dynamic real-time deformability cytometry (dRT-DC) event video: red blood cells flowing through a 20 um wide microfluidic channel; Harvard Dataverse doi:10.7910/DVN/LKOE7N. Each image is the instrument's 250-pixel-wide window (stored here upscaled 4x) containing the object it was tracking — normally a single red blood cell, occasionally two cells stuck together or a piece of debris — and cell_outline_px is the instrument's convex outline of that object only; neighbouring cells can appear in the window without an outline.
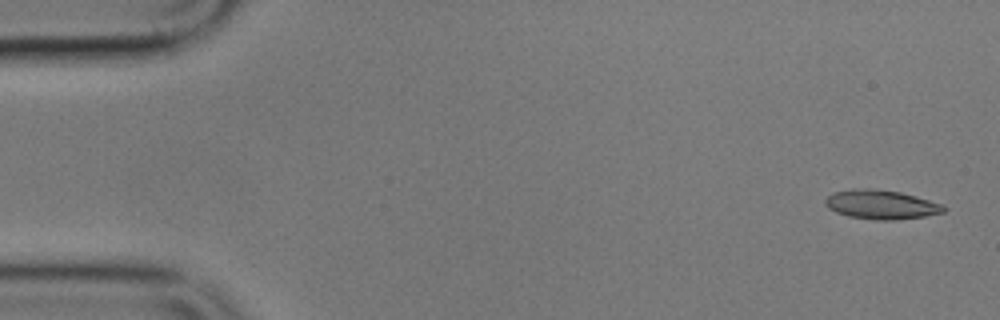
{"species": "common noctule bat (a hibernating species)", "species_latin": "Nyctalus noctula", "temperature_condition": "cold", "stored_images_in_passage": 6, "segment_of_instrument_passage": [2, 2], "camera_frame_rate_fps": 3000, "um_per_image_px": 0.085, "animal": {"sex": "male", "body_mass_g": 17.9}, "frame": {"image": 1, "passage_image": 6, "time_ms": 6.0, "image_size_px": [1000, 320], "cell_outline_px": [[948, 208], [944, 212], [924, 216], [892, 220], [876, 220], [848, 216], [836, 212], [828, 208], [824, 204], [824, 200], [832, 192], [852, 188], [868, 188], [900, 192], [916, 196], [940, 204]], "centroid_in_image_um": [74.85, 17.38], "position_along_channel_um": 10.2, "area_um2": 20.11}}